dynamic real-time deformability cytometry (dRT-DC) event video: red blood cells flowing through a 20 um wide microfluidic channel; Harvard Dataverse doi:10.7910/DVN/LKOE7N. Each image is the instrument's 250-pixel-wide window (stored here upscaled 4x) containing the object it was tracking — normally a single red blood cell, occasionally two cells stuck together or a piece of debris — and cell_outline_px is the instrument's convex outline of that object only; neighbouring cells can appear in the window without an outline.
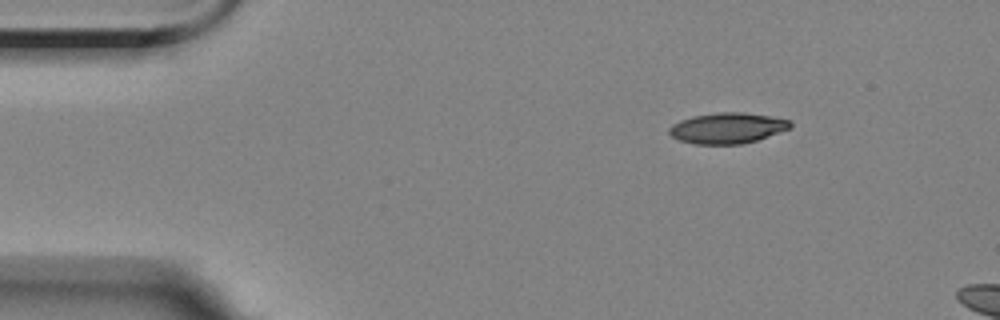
{"species": "Egyptian fruit bat (a non-hibernating species)", "species_latin": "Rousettus aegyptiacus", "temperature_condition": "room temperature", "stored_images_in_passage": 3, "camera_frame_rate_fps": 3000, "um_per_image_px": 0.085, "animal": {"sex": "female"}, "frame": {"image": 1, "passage_image": 1, "time_ms": 0.0, "image_size_px": [1000, 320], "cell_outline_px": [[792, 128], [744, 144], [696, 144], [680, 140], [672, 136], [668, 132], [668, 128], [672, 124], [680, 120], [692, 116], [720, 112], [740, 112], [768, 116], [788, 120], [792, 124]], "centroid_in_image_um": [61.81, 10.89], "position_along_channel_um": 23.2, "area_um2": 21.56}}